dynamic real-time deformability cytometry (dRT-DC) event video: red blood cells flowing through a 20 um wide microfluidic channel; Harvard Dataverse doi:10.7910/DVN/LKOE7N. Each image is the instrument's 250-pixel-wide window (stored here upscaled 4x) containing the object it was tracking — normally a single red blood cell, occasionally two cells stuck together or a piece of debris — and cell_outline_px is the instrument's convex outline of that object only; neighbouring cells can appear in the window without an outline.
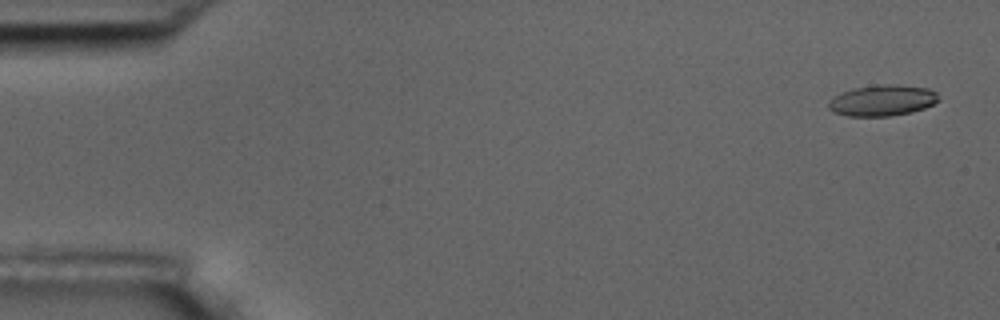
{"species": "common noctule bat (a hibernating species)", "species_latin": "Nyctalus noctula", "temperature_condition": "room temperature", "stored_images_in_passage": 3, "camera_frame_rate_fps": 3000, "um_per_image_px": 0.085, "animal": {"sex": "male", "body_mass_g": 17.5, "forearm_length_mm": 52.3}, "frame": {"image": 1, "passage_image": 1, "time_ms": 0.0, "image_size_px": [1000, 320], "cell_outline_px": [[940, 100], [924, 108], [912, 112], [888, 116], [848, 116], [832, 112], [828, 108], [828, 104], [836, 96], [852, 88], [884, 84], [892, 84], [928, 88], [936, 92]], "centroid_in_image_um": [75.02, 8.54], "position_along_channel_um": 10.0, "area_um2": 19.71}}